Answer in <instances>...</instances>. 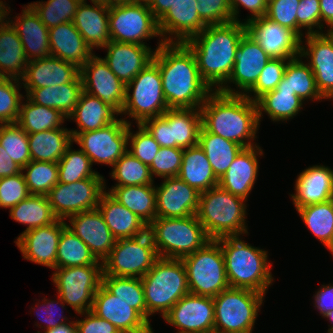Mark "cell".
I'll return each mask as SVG.
<instances>
[{
	"instance_id": "37",
	"label": "cell",
	"mask_w": 333,
	"mask_h": 333,
	"mask_svg": "<svg viewBox=\"0 0 333 333\" xmlns=\"http://www.w3.org/2000/svg\"><path fill=\"white\" fill-rule=\"evenodd\" d=\"M177 177L195 188L199 193L219 184L206 154L198 144L184 149Z\"/></svg>"
},
{
	"instance_id": "31",
	"label": "cell",
	"mask_w": 333,
	"mask_h": 333,
	"mask_svg": "<svg viewBox=\"0 0 333 333\" xmlns=\"http://www.w3.org/2000/svg\"><path fill=\"white\" fill-rule=\"evenodd\" d=\"M81 0L78 4L73 24L83 36L86 44L94 50L106 46L111 41L109 32V6L100 1Z\"/></svg>"
},
{
	"instance_id": "53",
	"label": "cell",
	"mask_w": 333,
	"mask_h": 333,
	"mask_svg": "<svg viewBox=\"0 0 333 333\" xmlns=\"http://www.w3.org/2000/svg\"><path fill=\"white\" fill-rule=\"evenodd\" d=\"M81 0H47L28 3L48 28L72 22Z\"/></svg>"
},
{
	"instance_id": "72",
	"label": "cell",
	"mask_w": 333,
	"mask_h": 333,
	"mask_svg": "<svg viewBox=\"0 0 333 333\" xmlns=\"http://www.w3.org/2000/svg\"><path fill=\"white\" fill-rule=\"evenodd\" d=\"M324 319H327L330 322V328L327 330V332H333V309H331L329 312L324 314L323 316Z\"/></svg>"
},
{
	"instance_id": "29",
	"label": "cell",
	"mask_w": 333,
	"mask_h": 333,
	"mask_svg": "<svg viewBox=\"0 0 333 333\" xmlns=\"http://www.w3.org/2000/svg\"><path fill=\"white\" fill-rule=\"evenodd\" d=\"M291 196L294 208L322 203L333 199V169L325 165H313L302 170L294 184Z\"/></svg>"
},
{
	"instance_id": "75",
	"label": "cell",
	"mask_w": 333,
	"mask_h": 333,
	"mask_svg": "<svg viewBox=\"0 0 333 333\" xmlns=\"http://www.w3.org/2000/svg\"><path fill=\"white\" fill-rule=\"evenodd\" d=\"M328 250L330 251V254H332V256H333V242H332L331 246L328 248Z\"/></svg>"
},
{
	"instance_id": "55",
	"label": "cell",
	"mask_w": 333,
	"mask_h": 333,
	"mask_svg": "<svg viewBox=\"0 0 333 333\" xmlns=\"http://www.w3.org/2000/svg\"><path fill=\"white\" fill-rule=\"evenodd\" d=\"M289 60L291 59L272 58L262 69L255 85L245 96L256 102L265 93L273 91L283 78Z\"/></svg>"
},
{
	"instance_id": "41",
	"label": "cell",
	"mask_w": 333,
	"mask_h": 333,
	"mask_svg": "<svg viewBox=\"0 0 333 333\" xmlns=\"http://www.w3.org/2000/svg\"><path fill=\"white\" fill-rule=\"evenodd\" d=\"M28 62L20 37L8 22L0 29V77L20 80Z\"/></svg>"
},
{
	"instance_id": "65",
	"label": "cell",
	"mask_w": 333,
	"mask_h": 333,
	"mask_svg": "<svg viewBox=\"0 0 333 333\" xmlns=\"http://www.w3.org/2000/svg\"><path fill=\"white\" fill-rule=\"evenodd\" d=\"M314 307L323 316L333 309V284H322L313 295Z\"/></svg>"
},
{
	"instance_id": "49",
	"label": "cell",
	"mask_w": 333,
	"mask_h": 333,
	"mask_svg": "<svg viewBox=\"0 0 333 333\" xmlns=\"http://www.w3.org/2000/svg\"><path fill=\"white\" fill-rule=\"evenodd\" d=\"M109 174L113 180L117 181L112 187L155 185L150 167L128 151L113 165Z\"/></svg>"
},
{
	"instance_id": "74",
	"label": "cell",
	"mask_w": 333,
	"mask_h": 333,
	"mask_svg": "<svg viewBox=\"0 0 333 333\" xmlns=\"http://www.w3.org/2000/svg\"><path fill=\"white\" fill-rule=\"evenodd\" d=\"M333 38V28L326 31Z\"/></svg>"
},
{
	"instance_id": "34",
	"label": "cell",
	"mask_w": 333,
	"mask_h": 333,
	"mask_svg": "<svg viewBox=\"0 0 333 333\" xmlns=\"http://www.w3.org/2000/svg\"><path fill=\"white\" fill-rule=\"evenodd\" d=\"M97 208L116 240L135 238L148 232V225L143 220L106 191L100 196Z\"/></svg>"
},
{
	"instance_id": "36",
	"label": "cell",
	"mask_w": 333,
	"mask_h": 333,
	"mask_svg": "<svg viewBox=\"0 0 333 333\" xmlns=\"http://www.w3.org/2000/svg\"><path fill=\"white\" fill-rule=\"evenodd\" d=\"M83 91L79 74L70 83L31 89L25 97L35 104L55 108L68 118L74 111Z\"/></svg>"
},
{
	"instance_id": "38",
	"label": "cell",
	"mask_w": 333,
	"mask_h": 333,
	"mask_svg": "<svg viewBox=\"0 0 333 333\" xmlns=\"http://www.w3.org/2000/svg\"><path fill=\"white\" fill-rule=\"evenodd\" d=\"M106 189L105 181V191L147 225L156 219L155 185L118 186Z\"/></svg>"
},
{
	"instance_id": "26",
	"label": "cell",
	"mask_w": 333,
	"mask_h": 333,
	"mask_svg": "<svg viewBox=\"0 0 333 333\" xmlns=\"http://www.w3.org/2000/svg\"><path fill=\"white\" fill-rule=\"evenodd\" d=\"M91 312L109 321L121 333H146L152 328L130 303L118 299L102 284L94 295Z\"/></svg>"
},
{
	"instance_id": "42",
	"label": "cell",
	"mask_w": 333,
	"mask_h": 333,
	"mask_svg": "<svg viewBox=\"0 0 333 333\" xmlns=\"http://www.w3.org/2000/svg\"><path fill=\"white\" fill-rule=\"evenodd\" d=\"M301 56L288 61L285 73L275 89H288L304 101H322L324 98L317 90L315 77L309 65Z\"/></svg>"
},
{
	"instance_id": "71",
	"label": "cell",
	"mask_w": 333,
	"mask_h": 333,
	"mask_svg": "<svg viewBox=\"0 0 333 333\" xmlns=\"http://www.w3.org/2000/svg\"><path fill=\"white\" fill-rule=\"evenodd\" d=\"M131 0H102V3L106 6L120 5L130 3Z\"/></svg>"
},
{
	"instance_id": "14",
	"label": "cell",
	"mask_w": 333,
	"mask_h": 333,
	"mask_svg": "<svg viewBox=\"0 0 333 333\" xmlns=\"http://www.w3.org/2000/svg\"><path fill=\"white\" fill-rule=\"evenodd\" d=\"M110 39L121 43L149 46L146 41L159 37L158 20L148 5L126 3L109 6Z\"/></svg>"
},
{
	"instance_id": "51",
	"label": "cell",
	"mask_w": 333,
	"mask_h": 333,
	"mask_svg": "<svg viewBox=\"0 0 333 333\" xmlns=\"http://www.w3.org/2000/svg\"><path fill=\"white\" fill-rule=\"evenodd\" d=\"M22 174L30 195L47 196L49 191L59 182L58 162H42L31 160Z\"/></svg>"
},
{
	"instance_id": "25",
	"label": "cell",
	"mask_w": 333,
	"mask_h": 333,
	"mask_svg": "<svg viewBox=\"0 0 333 333\" xmlns=\"http://www.w3.org/2000/svg\"><path fill=\"white\" fill-rule=\"evenodd\" d=\"M206 26L198 14V0H178L158 20L164 43H184Z\"/></svg>"
},
{
	"instance_id": "19",
	"label": "cell",
	"mask_w": 333,
	"mask_h": 333,
	"mask_svg": "<svg viewBox=\"0 0 333 333\" xmlns=\"http://www.w3.org/2000/svg\"><path fill=\"white\" fill-rule=\"evenodd\" d=\"M245 24L247 34L269 57L294 59L300 56L301 38L293 30L265 16L254 18Z\"/></svg>"
},
{
	"instance_id": "3",
	"label": "cell",
	"mask_w": 333,
	"mask_h": 333,
	"mask_svg": "<svg viewBox=\"0 0 333 333\" xmlns=\"http://www.w3.org/2000/svg\"><path fill=\"white\" fill-rule=\"evenodd\" d=\"M202 126L210 133L233 141L243 148L258 145V108L245 95L213 91L200 107Z\"/></svg>"
},
{
	"instance_id": "23",
	"label": "cell",
	"mask_w": 333,
	"mask_h": 333,
	"mask_svg": "<svg viewBox=\"0 0 333 333\" xmlns=\"http://www.w3.org/2000/svg\"><path fill=\"white\" fill-rule=\"evenodd\" d=\"M157 44L153 50L151 46L111 40L102 48L107 52L103 59L115 76L126 86L153 61L155 51L164 44V41L158 40Z\"/></svg>"
},
{
	"instance_id": "12",
	"label": "cell",
	"mask_w": 333,
	"mask_h": 333,
	"mask_svg": "<svg viewBox=\"0 0 333 333\" xmlns=\"http://www.w3.org/2000/svg\"><path fill=\"white\" fill-rule=\"evenodd\" d=\"M158 258L149 232L135 238L118 239L102 261V276L142 278Z\"/></svg>"
},
{
	"instance_id": "15",
	"label": "cell",
	"mask_w": 333,
	"mask_h": 333,
	"mask_svg": "<svg viewBox=\"0 0 333 333\" xmlns=\"http://www.w3.org/2000/svg\"><path fill=\"white\" fill-rule=\"evenodd\" d=\"M128 123L119 118L114 123L95 131L71 133L73 143L89 157L92 165H113L128 151Z\"/></svg>"
},
{
	"instance_id": "61",
	"label": "cell",
	"mask_w": 333,
	"mask_h": 333,
	"mask_svg": "<svg viewBox=\"0 0 333 333\" xmlns=\"http://www.w3.org/2000/svg\"><path fill=\"white\" fill-rule=\"evenodd\" d=\"M56 298H58V299L52 300V299H47L46 297H44L41 299L42 304H41V302H39L40 300H37L38 301L37 304L35 303L34 307L31 306L30 309L35 310V314L37 313L36 314L37 318L40 317L39 319L44 324V325L41 323L38 324L36 322V324H35L36 327L44 328V331H45L47 329L54 328L58 325H62L64 323L70 322L69 318L67 316H65V317L63 316L64 311L60 310L58 307V304H59V306L62 309L63 308L66 309L67 308L66 304L63 302V300L59 296H57ZM35 307L39 308V309L36 310ZM58 311H60V313L56 314V312L58 313Z\"/></svg>"
},
{
	"instance_id": "22",
	"label": "cell",
	"mask_w": 333,
	"mask_h": 333,
	"mask_svg": "<svg viewBox=\"0 0 333 333\" xmlns=\"http://www.w3.org/2000/svg\"><path fill=\"white\" fill-rule=\"evenodd\" d=\"M66 221L57 219L48 226L23 231L14 243L22 253L23 259L54 270L58 243Z\"/></svg>"
},
{
	"instance_id": "11",
	"label": "cell",
	"mask_w": 333,
	"mask_h": 333,
	"mask_svg": "<svg viewBox=\"0 0 333 333\" xmlns=\"http://www.w3.org/2000/svg\"><path fill=\"white\" fill-rule=\"evenodd\" d=\"M141 125L161 147L185 149L198 144L201 110L168 109L162 116L146 119Z\"/></svg>"
},
{
	"instance_id": "27",
	"label": "cell",
	"mask_w": 333,
	"mask_h": 333,
	"mask_svg": "<svg viewBox=\"0 0 333 333\" xmlns=\"http://www.w3.org/2000/svg\"><path fill=\"white\" fill-rule=\"evenodd\" d=\"M66 227L77 235L99 261H103L114 247L116 239L97 209L83 211L67 218Z\"/></svg>"
},
{
	"instance_id": "52",
	"label": "cell",
	"mask_w": 333,
	"mask_h": 333,
	"mask_svg": "<svg viewBox=\"0 0 333 333\" xmlns=\"http://www.w3.org/2000/svg\"><path fill=\"white\" fill-rule=\"evenodd\" d=\"M0 145L21 168L31 161L28 134L17 123L0 124Z\"/></svg>"
},
{
	"instance_id": "60",
	"label": "cell",
	"mask_w": 333,
	"mask_h": 333,
	"mask_svg": "<svg viewBox=\"0 0 333 333\" xmlns=\"http://www.w3.org/2000/svg\"><path fill=\"white\" fill-rule=\"evenodd\" d=\"M300 0H269L265 17L297 34V9Z\"/></svg>"
},
{
	"instance_id": "10",
	"label": "cell",
	"mask_w": 333,
	"mask_h": 333,
	"mask_svg": "<svg viewBox=\"0 0 333 333\" xmlns=\"http://www.w3.org/2000/svg\"><path fill=\"white\" fill-rule=\"evenodd\" d=\"M181 260L187 273L189 293L215 297L230 287L224 255L217 240L211 239L202 248Z\"/></svg>"
},
{
	"instance_id": "33",
	"label": "cell",
	"mask_w": 333,
	"mask_h": 333,
	"mask_svg": "<svg viewBox=\"0 0 333 333\" xmlns=\"http://www.w3.org/2000/svg\"><path fill=\"white\" fill-rule=\"evenodd\" d=\"M50 56L75 64L81 68L95 53L75 28L73 22L49 29Z\"/></svg>"
},
{
	"instance_id": "44",
	"label": "cell",
	"mask_w": 333,
	"mask_h": 333,
	"mask_svg": "<svg viewBox=\"0 0 333 333\" xmlns=\"http://www.w3.org/2000/svg\"><path fill=\"white\" fill-rule=\"evenodd\" d=\"M25 98L21 103L16 123L27 134L64 127L63 123L66 121L67 117L60 111L55 108L35 104L27 97Z\"/></svg>"
},
{
	"instance_id": "9",
	"label": "cell",
	"mask_w": 333,
	"mask_h": 333,
	"mask_svg": "<svg viewBox=\"0 0 333 333\" xmlns=\"http://www.w3.org/2000/svg\"><path fill=\"white\" fill-rule=\"evenodd\" d=\"M168 109L159 67L152 61L126 85L120 117L127 115L123 119L128 124L132 122L127 118L141 124L146 119L162 116Z\"/></svg>"
},
{
	"instance_id": "73",
	"label": "cell",
	"mask_w": 333,
	"mask_h": 333,
	"mask_svg": "<svg viewBox=\"0 0 333 333\" xmlns=\"http://www.w3.org/2000/svg\"><path fill=\"white\" fill-rule=\"evenodd\" d=\"M153 0H131L133 3H138V4H144V5H150Z\"/></svg>"
},
{
	"instance_id": "46",
	"label": "cell",
	"mask_w": 333,
	"mask_h": 333,
	"mask_svg": "<svg viewBox=\"0 0 333 333\" xmlns=\"http://www.w3.org/2000/svg\"><path fill=\"white\" fill-rule=\"evenodd\" d=\"M296 211L310 232L329 248L333 242V199L303 206Z\"/></svg>"
},
{
	"instance_id": "50",
	"label": "cell",
	"mask_w": 333,
	"mask_h": 333,
	"mask_svg": "<svg viewBox=\"0 0 333 333\" xmlns=\"http://www.w3.org/2000/svg\"><path fill=\"white\" fill-rule=\"evenodd\" d=\"M72 145L58 161L59 182L68 184L91 177H104L93 170L89 157L81 149L73 150Z\"/></svg>"
},
{
	"instance_id": "5",
	"label": "cell",
	"mask_w": 333,
	"mask_h": 333,
	"mask_svg": "<svg viewBox=\"0 0 333 333\" xmlns=\"http://www.w3.org/2000/svg\"><path fill=\"white\" fill-rule=\"evenodd\" d=\"M247 205L246 200L218 185L200 193L196 215L210 239L247 236Z\"/></svg>"
},
{
	"instance_id": "8",
	"label": "cell",
	"mask_w": 333,
	"mask_h": 333,
	"mask_svg": "<svg viewBox=\"0 0 333 333\" xmlns=\"http://www.w3.org/2000/svg\"><path fill=\"white\" fill-rule=\"evenodd\" d=\"M265 294L229 287L213 297L214 333H252Z\"/></svg>"
},
{
	"instance_id": "66",
	"label": "cell",
	"mask_w": 333,
	"mask_h": 333,
	"mask_svg": "<svg viewBox=\"0 0 333 333\" xmlns=\"http://www.w3.org/2000/svg\"><path fill=\"white\" fill-rule=\"evenodd\" d=\"M22 168L17 165L0 145V179L21 173Z\"/></svg>"
},
{
	"instance_id": "45",
	"label": "cell",
	"mask_w": 333,
	"mask_h": 333,
	"mask_svg": "<svg viewBox=\"0 0 333 333\" xmlns=\"http://www.w3.org/2000/svg\"><path fill=\"white\" fill-rule=\"evenodd\" d=\"M10 218L27 225L24 231L44 227L57 220L47 196L29 195L9 210Z\"/></svg>"
},
{
	"instance_id": "30",
	"label": "cell",
	"mask_w": 333,
	"mask_h": 333,
	"mask_svg": "<svg viewBox=\"0 0 333 333\" xmlns=\"http://www.w3.org/2000/svg\"><path fill=\"white\" fill-rule=\"evenodd\" d=\"M80 68L54 56L29 61L20 79L26 94L35 88L51 87L72 82Z\"/></svg>"
},
{
	"instance_id": "76",
	"label": "cell",
	"mask_w": 333,
	"mask_h": 333,
	"mask_svg": "<svg viewBox=\"0 0 333 333\" xmlns=\"http://www.w3.org/2000/svg\"><path fill=\"white\" fill-rule=\"evenodd\" d=\"M153 328H151L148 332L146 333H154V330H152Z\"/></svg>"
},
{
	"instance_id": "39",
	"label": "cell",
	"mask_w": 333,
	"mask_h": 333,
	"mask_svg": "<svg viewBox=\"0 0 333 333\" xmlns=\"http://www.w3.org/2000/svg\"><path fill=\"white\" fill-rule=\"evenodd\" d=\"M31 160L58 162L73 143L70 130L66 127L28 134Z\"/></svg>"
},
{
	"instance_id": "1",
	"label": "cell",
	"mask_w": 333,
	"mask_h": 333,
	"mask_svg": "<svg viewBox=\"0 0 333 333\" xmlns=\"http://www.w3.org/2000/svg\"><path fill=\"white\" fill-rule=\"evenodd\" d=\"M169 109L197 108L213 92L202 79L194 54L184 43H164L155 51Z\"/></svg>"
},
{
	"instance_id": "7",
	"label": "cell",
	"mask_w": 333,
	"mask_h": 333,
	"mask_svg": "<svg viewBox=\"0 0 333 333\" xmlns=\"http://www.w3.org/2000/svg\"><path fill=\"white\" fill-rule=\"evenodd\" d=\"M158 257L182 259L211 239L196 214L182 218H156L148 225Z\"/></svg>"
},
{
	"instance_id": "35",
	"label": "cell",
	"mask_w": 333,
	"mask_h": 333,
	"mask_svg": "<svg viewBox=\"0 0 333 333\" xmlns=\"http://www.w3.org/2000/svg\"><path fill=\"white\" fill-rule=\"evenodd\" d=\"M120 114L111 106L103 103L98 97L83 91L72 114L67 118L77 124L71 133H85L106 127L118 120Z\"/></svg>"
},
{
	"instance_id": "62",
	"label": "cell",
	"mask_w": 333,
	"mask_h": 333,
	"mask_svg": "<svg viewBox=\"0 0 333 333\" xmlns=\"http://www.w3.org/2000/svg\"><path fill=\"white\" fill-rule=\"evenodd\" d=\"M198 14L207 25L232 21L229 0H198Z\"/></svg>"
},
{
	"instance_id": "17",
	"label": "cell",
	"mask_w": 333,
	"mask_h": 333,
	"mask_svg": "<svg viewBox=\"0 0 333 333\" xmlns=\"http://www.w3.org/2000/svg\"><path fill=\"white\" fill-rule=\"evenodd\" d=\"M271 59L246 33L236 49L232 73L218 91L230 95H245L255 85L262 69ZM231 84H235L236 88L233 85L231 88Z\"/></svg>"
},
{
	"instance_id": "2",
	"label": "cell",
	"mask_w": 333,
	"mask_h": 333,
	"mask_svg": "<svg viewBox=\"0 0 333 333\" xmlns=\"http://www.w3.org/2000/svg\"><path fill=\"white\" fill-rule=\"evenodd\" d=\"M246 33L245 23L231 21L207 25L184 42L194 54L202 79L213 91H218L230 77L236 49Z\"/></svg>"
},
{
	"instance_id": "68",
	"label": "cell",
	"mask_w": 333,
	"mask_h": 333,
	"mask_svg": "<svg viewBox=\"0 0 333 333\" xmlns=\"http://www.w3.org/2000/svg\"><path fill=\"white\" fill-rule=\"evenodd\" d=\"M178 0H153L149 9L157 20H159L173 4Z\"/></svg>"
},
{
	"instance_id": "57",
	"label": "cell",
	"mask_w": 333,
	"mask_h": 333,
	"mask_svg": "<svg viewBox=\"0 0 333 333\" xmlns=\"http://www.w3.org/2000/svg\"><path fill=\"white\" fill-rule=\"evenodd\" d=\"M183 151V148L160 147L149 166L153 179H155L154 176L162 179L177 177L183 159Z\"/></svg>"
},
{
	"instance_id": "56",
	"label": "cell",
	"mask_w": 333,
	"mask_h": 333,
	"mask_svg": "<svg viewBox=\"0 0 333 333\" xmlns=\"http://www.w3.org/2000/svg\"><path fill=\"white\" fill-rule=\"evenodd\" d=\"M136 126L138 130L134 132L131 124L128 125V152L150 166L161 146L141 124Z\"/></svg>"
},
{
	"instance_id": "13",
	"label": "cell",
	"mask_w": 333,
	"mask_h": 333,
	"mask_svg": "<svg viewBox=\"0 0 333 333\" xmlns=\"http://www.w3.org/2000/svg\"><path fill=\"white\" fill-rule=\"evenodd\" d=\"M102 264L55 268L52 282L58 296L75 313L91 311L94 295L102 284Z\"/></svg>"
},
{
	"instance_id": "16",
	"label": "cell",
	"mask_w": 333,
	"mask_h": 333,
	"mask_svg": "<svg viewBox=\"0 0 333 333\" xmlns=\"http://www.w3.org/2000/svg\"><path fill=\"white\" fill-rule=\"evenodd\" d=\"M104 191V177H91L68 184L58 182L47 198L55 217L66 220L80 212L97 209Z\"/></svg>"
},
{
	"instance_id": "63",
	"label": "cell",
	"mask_w": 333,
	"mask_h": 333,
	"mask_svg": "<svg viewBox=\"0 0 333 333\" xmlns=\"http://www.w3.org/2000/svg\"><path fill=\"white\" fill-rule=\"evenodd\" d=\"M84 318L75 321L77 333H121V331L109 321L97 317L93 312L80 313Z\"/></svg>"
},
{
	"instance_id": "4",
	"label": "cell",
	"mask_w": 333,
	"mask_h": 333,
	"mask_svg": "<svg viewBox=\"0 0 333 333\" xmlns=\"http://www.w3.org/2000/svg\"><path fill=\"white\" fill-rule=\"evenodd\" d=\"M243 236L216 239L222 249L230 287L265 294L274 282L268 251L242 240Z\"/></svg>"
},
{
	"instance_id": "59",
	"label": "cell",
	"mask_w": 333,
	"mask_h": 333,
	"mask_svg": "<svg viewBox=\"0 0 333 333\" xmlns=\"http://www.w3.org/2000/svg\"><path fill=\"white\" fill-rule=\"evenodd\" d=\"M315 33H321L320 1L300 0L297 9V35L302 39L306 34Z\"/></svg>"
},
{
	"instance_id": "58",
	"label": "cell",
	"mask_w": 333,
	"mask_h": 333,
	"mask_svg": "<svg viewBox=\"0 0 333 333\" xmlns=\"http://www.w3.org/2000/svg\"><path fill=\"white\" fill-rule=\"evenodd\" d=\"M29 195L22 172L0 179V208L10 210Z\"/></svg>"
},
{
	"instance_id": "64",
	"label": "cell",
	"mask_w": 333,
	"mask_h": 333,
	"mask_svg": "<svg viewBox=\"0 0 333 333\" xmlns=\"http://www.w3.org/2000/svg\"><path fill=\"white\" fill-rule=\"evenodd\" d=\"M267 0H229V5L232 11V21L246 23L254 18L263 17L267 10ZM250 11V15L247 18L241 20L240 7Z\"/></svg>"
},
{
	"instance_id": "47",
	"label": "cell",
	"mask_w": 333,
	"mask_h": 333,
	"mask_svg": "<svg viewBox=\"0 0 333 333\" xmlns=\"http://www.w3.org/2000/svg\"><path fill=\"white\" fill-rule=\"evenodd\" d=\"M102 264L91 253L89 247L67 227L62 232L58 243L56 268Z\"/></svg>"
},
{
	"instance_id": "6",
	"label": "cell",
	"mask_w": 333,
	"mask_h": 333,
	"mask_svg": "<svg viewBox=\"0 0 333 333\" xmlns=\"http://www.w3.org/2000/svg\"><path fill=\"white\" fill-rule=\"evenodd\" d=\"M141 282L150 325L154 313H160L163 318L180 298L189 293L187 273L181 259L159 257Z\"/></svg>"
},
{
	"instance_id": "67",
	"label": "cell",
	"mask_w": 333,
	"mask_h": 333,
	"mask_svg": "<svg viewBox=\"0 0 333 333\" xmlns=\"http://www.w3.org/2000/svg\"><path fill=\"white\" fill-rule=\"evenodd\" d=\"M321 12V33L333 28V0H319ZM327 26V30L324 26ZM325 29V30H324Z\"/></svg>"
},
{
	"instance_id": "48",
	"label": "cell",
	"mask_w": 333,
	"mask_h": 333,
	"mask_svg": "<svg viewBox=\"0 0 333 333\" xmlns=\"http://www.w3.org/2000/svg\"><path fill=\"white\" fill-rule=\"evenodd\" d=\"M102 285L118 299L131 304L146 321L147 308L141 278L102 276Z\"/></svg>"
},
{
	"instance_id": "28",
	"label": "cell",
	"mask_w": 333,
	"mask_h": 333,
	"mask_svg": "<svg viewBox=\"0 0 333 333\" xmlns=\"http://www.w3.org/2000/svg\"><path fill=\"white\" fill-rule=\"evenodd\" d=\"M263 155L264 151L259 145L243 148L230 164L226 173L219 179L218 185L247 201L257 181L258 158Z\"/></svg>"
},
{
	"instance_id": "20",
	"label": "cell",
	"mask_w": 333,
	"mask_h": 333,
	"mask_svg": "<svg viewBox=\"0 0 333 333\" xmlns=\"http://www.w3.org/2000/svg\"><path fill=\"white\" fill-rule=\"evenodd\" d=\"M95 53L80 68L83 90L113 107L119 114L125 102L126 86L110 70L107 63Z\"/></svg>"
},
{
	"instance_id": "70",
	"label": "cell",
	"mask_w": 333,
	"mask_h": 333,
	"mask_svg": "<svg viewBox=\"0 0 333 333\" xmlns=\"http://www.w3.org/2000/svg\"><path fill=\"white\" fill-rule=\"evenodd\" d=\"M8 3L6 4V1L4 2L0 0V29L3 28L8 22H9V17L11 16V7L10 5L7 6ZM10 15V16H9Z\"/></svg>"
},
{
	"instance_id": "32",
	"label": "cell",
	"mask_w": 333,
	"mask_h": 333,
	"mask_svg": "<svg viewBox=\"0 0 333 333\" xmlns=\"http://www.w3.org/2000/svg\"><path fill=\"white\" fill-rule=\"evenodd\" d=\"M22 8L21 14L9 18V23L20 37L28 61L50 56L49 29L29 4Z\"/></svg>"
},
{
	"instance_id": "21",
	"label": "cell",
	"mask_w": 333,
	"mask_h": 333,
	"mask_svg": "<svg viewBox=\"0 0 333 333\" xmlns=\"http://www.w3.org/2000/svg\"><path fill=\"white\" fill-rule=\"evenodd\" d=\"M300 56L307 58L321 96L333 99V38L327 32L306 34L301 39Z\"/></svg>"
},
{
	"instance_id": "18",
	"label": "cell",
	"mask_w": 333,
	"mask_h": 333,
	"mask_svg": "<svg viewBox=\"0 0 333 333\" xmlns=\"http://www.w3.org/2000/svg\"><path fill=\"white\" fill-rule=\"evenodd\" d=\"M163 320L177 333H214L213 297L188 293L180 298Z\"/></svg>"
},
{
	"instance_id": "69",
	"label": "cell",
	"mask_w": 333,
	"mask_h": 333,
	"mask_svg": "<svg viewBox=\"0 0 333 333\" xmlns=\"http://www.w3.org/2000/svg\"><path fill=\"white\" fill-rule=\"evenodd\" d=\"M37 333H41L40 331H37ZM44 333H77V327L75 320L67 323H64L62 325H58L54 328H50L44 331Z\"/></svg>"
},
{
	"instance_id": "43",
	"label": "cell",
	"mask_w": 333,
	"mask_h": 333,
	"mask_svg": "<svg viewBox=\"0 0 333 333\" xmlns=\"http://www.w3.org/2000/svg\"><path fill=\"white\" fill-rule=\"evenodd\" d=\"M198 145L206 154L218 180L226 173L230 164L243 149L241 145L233 141L208 132L203 126L199 131Z\"/></svg>"
},
{
	"instance_id": "24",
	"label": "cell",
	"mask_w": 333,
	"mask_h": 333,
	"mask_svg": "<svg viewBox=\"0 0 333 333\" xmlns=\"http://www.w3.org/2000/svg\"><path fill=\"white\" fill-rule=\"evenodd\" d=\"M155 186L156 218H182L197 214L200 193L178 177Z\"/></svg>"
},
{
	"instance_id": "40",
	"label": "cell",
	"mask_w": 333,
	"mask_h": 333,
	"mask_svg": "<svg viewBox=\"0 0 333 333\" xmlns=\"http://www.w3.org/2000/svg\"><path fill=\"white\" fill-rule=\"evenodd\" d=\"M303 101L288 89H274L265 93L257 101L258 120H262L263 114H267L271 121L288 122L303 110ZM302 109V110H301Z\"/></svg>"
},
{
	"instance_id": "54",
	"label": "cell",
	"mask_w": 333,
	"mask_h": 333,
	"mask_svg": "<svg viewBox=\"0 0 333 333\" xmlns=\"http://www.w3.org/2000/svg\"><path fill=\"white\" fill-rule=\"evenodd\" d=\"M21 88V80L0 77V124L17 122L25 97L20 93Z\"/></svg>"
}]
</instances>
